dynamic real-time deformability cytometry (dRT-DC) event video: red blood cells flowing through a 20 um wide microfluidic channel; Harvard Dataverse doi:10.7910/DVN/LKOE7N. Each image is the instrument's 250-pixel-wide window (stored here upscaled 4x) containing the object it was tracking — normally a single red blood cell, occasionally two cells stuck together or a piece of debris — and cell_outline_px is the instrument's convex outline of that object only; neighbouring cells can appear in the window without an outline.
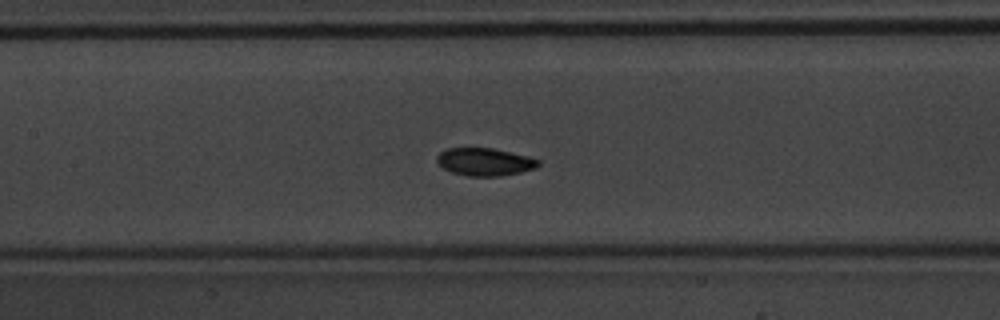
{"species": "common noctule bat (a hibernating species)", "species_latin": "Nyctalus noctula", "temperature_condition": "warm", "stored_images_in_passage": 41, "camera_frame_rate_fps": 3000, "um_per_image_px": 0.085, "animal": {"sex": "male", "body_mass_g": 20.1, "forearm_length_mm": 53.5}, "frame": {"image": 1, "passage_image": 24, "time_ms": 7.667, "image_size_px": [1000, 320], "cell_outline_px": [[540, 164], [536, 168], [520, 172], [500, 176], [468, 176], [452, 172], [444, 168], [436, 160], [436, 156], [440, 152], [448, 148], [492, 148], [528, 156], [540, 160]], "centroid_in_image_um": [41.21, 13.75], "position_along_channel_um": 166.2, "area_um2": 16.3}, "authors_computed_cell_mechanics": {"area_um2": 16.2996, "velocity_mm_per_s": 4.0851, "shape_relaxation_time_tau1_ms": 3.3531, "shape_relaxation_time_tau2_ms": 10.1168, "deformation_change_tau1": 0.1314, "deformation_change_tau2": 0.1373}}